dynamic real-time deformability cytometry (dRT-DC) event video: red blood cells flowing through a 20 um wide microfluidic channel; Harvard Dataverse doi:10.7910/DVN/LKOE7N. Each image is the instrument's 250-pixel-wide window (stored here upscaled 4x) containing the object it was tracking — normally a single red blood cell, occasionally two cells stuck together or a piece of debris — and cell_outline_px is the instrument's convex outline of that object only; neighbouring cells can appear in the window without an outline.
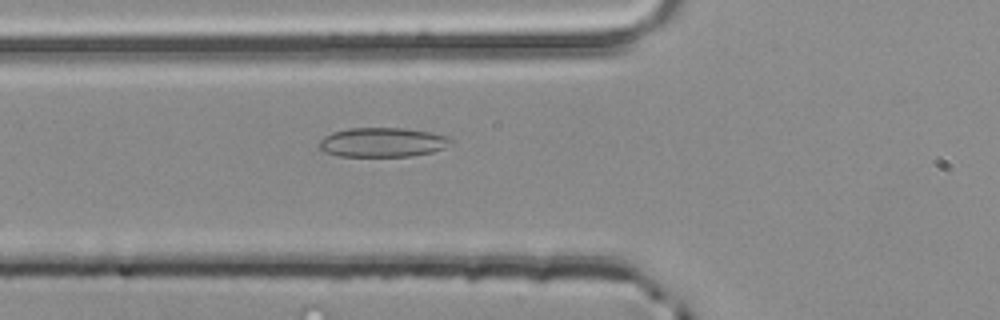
{"species": "common noctule bat (a hibernating species)", "species_latin": "Nyctalus noctula", "temperature_condition": "room temperature", "stored_images_in_passage": 4, "camera_frame_rate_fps": 3000, "um_per_image_px": 0.085, "animal": {"sex": "male", "body_mass_g": 20.4}, "frame": {"image": 1, "passage_image": 4, "time_ms": 1.0, "image_size_px": [1000, 320], "cell_outline_px": [[456, 140], [444, 148], [432, 152], [408, 156], [340, 156], [324, 152], [316, 148], [316, 144], [324, 136], [332, 132], [348, 128], [404, 128], [432, 132], [448, 136]], "centroid_in_image_um": [32.49, 12.09], "position_along_channel_um": 93.3, "area_um2": 22.89}}